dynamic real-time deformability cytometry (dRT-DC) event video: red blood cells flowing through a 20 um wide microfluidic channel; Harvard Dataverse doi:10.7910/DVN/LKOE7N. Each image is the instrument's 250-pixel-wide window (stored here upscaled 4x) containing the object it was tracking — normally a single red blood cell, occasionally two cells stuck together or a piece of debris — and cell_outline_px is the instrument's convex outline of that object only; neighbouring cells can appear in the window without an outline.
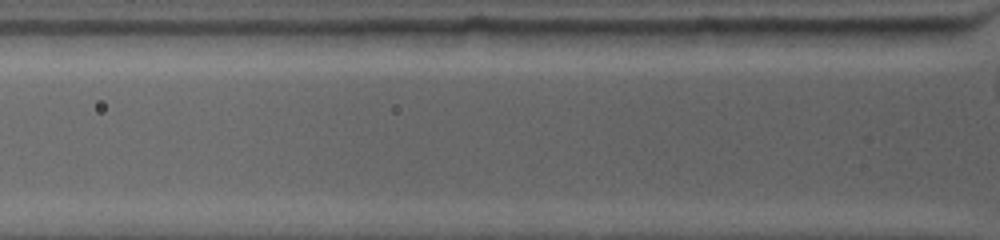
{"species": "common noctule bat (a hibernating species)", "species_latin": "Nyctalus noctula", "temperature_condition": "warm", "stored_images_in_passage": 2, "segment_of_instrument_passage": [2, 2], "camera_frame_rate_fps": 4500, "um_per_image_px": 0.085, "animal": {"sex": "female", "body_mass_g": 19.0, "forearm_length_mm": 53.3}, "frame": {"image": 1, "passage_image": 2, "time_ms": 0.222, "image_size_px": [1000, 240], "cell_outline_px": [[956, 28], [948, 44], [892, 48], [832, 44], [820, 32], [820, 28]], "centroid_in_image_um": [75.52, 3.12], "position_along_channel_um": 50.3, "area_um2": 16.42}}